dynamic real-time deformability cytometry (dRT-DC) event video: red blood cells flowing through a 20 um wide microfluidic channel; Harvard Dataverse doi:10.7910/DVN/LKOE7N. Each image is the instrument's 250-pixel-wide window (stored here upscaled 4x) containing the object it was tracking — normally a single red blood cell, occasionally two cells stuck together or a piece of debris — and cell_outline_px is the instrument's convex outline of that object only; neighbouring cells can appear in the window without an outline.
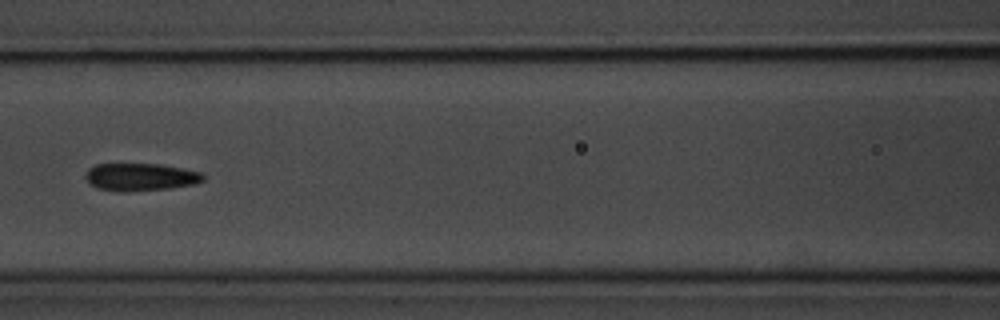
{"species": "common noctule bat (a hibernating species)", "species_latin": "Nyctalus noctula", "temperature_condition": "room temperature", "stored_images_in_passage": 9, "camera_frame_rate_fps": 3000, "um_per_image_px": 0.085, "animal": {"sex": "male", "body_mass_g": 20.1, "forearm_length_mm": 53.5}, "frame": {"image": 1, "passage_image": 7, "time_ms": 7.0, "image_size_px": [1000, 320], "cell_outline_px": [[204, 180], [196, 184], [172, 188], [96, 188], [88, 184], [84, 176], [88, 168], [96, 164], [160, 164], [200, 172], [204, 176]], "centroid_in_image_um": [11.95, 14.99], "position_along_channel_um": 154.7, "area_um2": 17.98}}
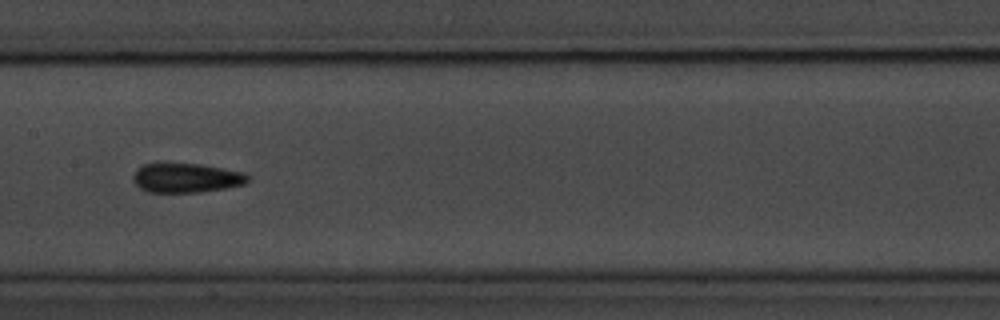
{"frame": {"image": 2, "passage_image": 8, "time_ms": 8.0, "image_size_px": [1000, 320], "cell_outline_px": [[248, 180], [244, 184], [228, 188], [200, 192], [148, 192], [140, 188], [132, 180], [132, 176], [136, 168], [144, 164], [200, 164], [244, 172], [248, 176]], "centroid_in_image_um": [15.82, 15.13], "position_along_channel_um": 191.6, "area_um2": 19.59}}
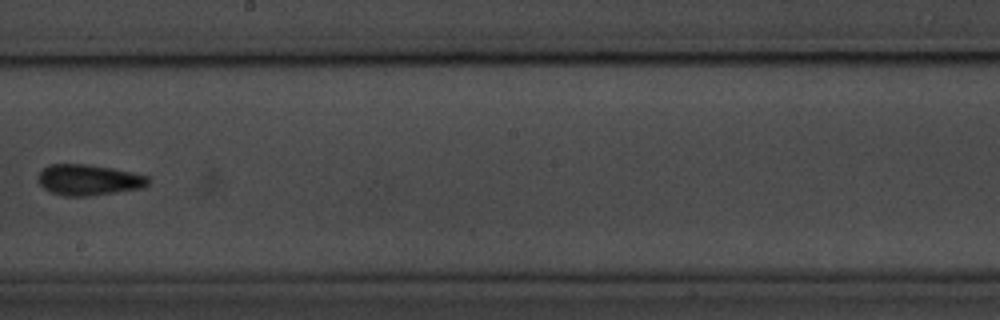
{"frame": {"image": 3, "passage_image": 9, "time_ms": 9.333, "image_size_px": [1000, 320], "cell_outline_px": [[152, 180], [144, 188], [88, 196], [64, 196], [52, 192], [44, 188], [36, 180], [36, 176], [48, 164], [88, 164], [112, 168], [132, 172], [148, 176]], "centroid_in_image_um": [7.54, 15.29], "position_along_channel_um": 240.7, "area_um2": 20.0}}